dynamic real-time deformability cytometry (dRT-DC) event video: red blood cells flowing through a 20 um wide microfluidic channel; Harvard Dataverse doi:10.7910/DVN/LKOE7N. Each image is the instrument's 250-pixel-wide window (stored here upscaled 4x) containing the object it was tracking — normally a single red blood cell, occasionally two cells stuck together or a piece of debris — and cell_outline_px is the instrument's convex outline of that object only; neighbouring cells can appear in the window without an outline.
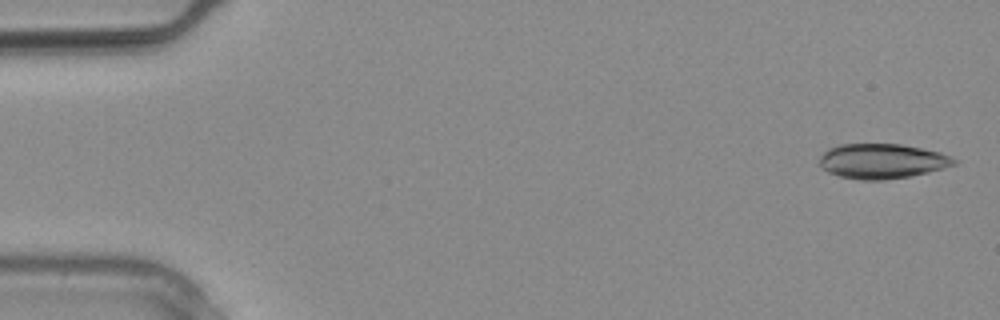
{"species": "common noctule bat (a hibernating species)", "species_latin": "Nyctalus noctula", "temperature_condition": "warm", "stored_images_in_passage": 9, "camera_frame_rate_fps": 3000, "um_per_image_px": 0.085, "animal": {"sex": "male", "body_mass_g": 20.4}, "frame": {"image": 1, "passage_image": 1, "time_ms": 0.0, "image_size_px": [1000, 320], "cell_outline_px": [[956, 164], [928, 172], [908, 176], [884, 180], [860, 180], [840, 176], [828, 172], [820, 168], [820, 156], [828, 148], [840, 144], [900, 144], [940, 152], [956, 160]], "centroid_in_image_um": [74.92, 13.69], "position_along_channel_um": 10.1, "area_um2": 27.17}}
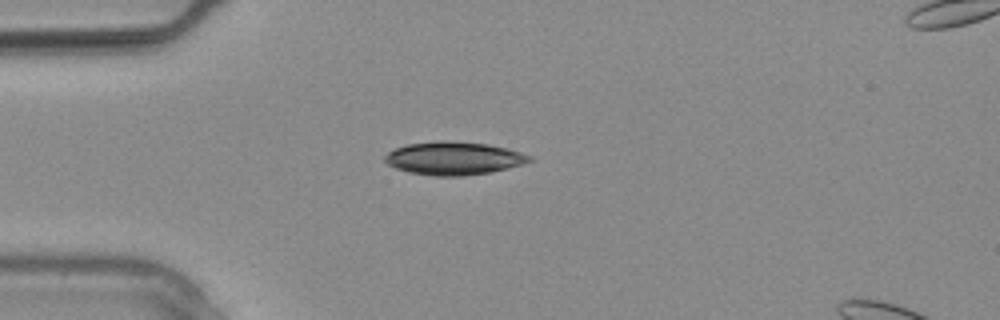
{"frame": {"image": 2, "passage_image": 7, "time_ms": 2.0, "image_size_px": [1000, 320], "cell_outline_px": [[536, 160], [508, 168], [488, 172], [464, 176], [436, 176], [408, 172], [396, 168], [388, 164], [384, 160], [384, 156], [388, 152], [396, 148], [408, 144], [440, 140], [444, 140], [488, 144], [508, 148], [532, 156]], "centroid_in_image_um": [38.59, 13.45], "position_along_channel_um": 46.4, "area_um2": 27.92}}